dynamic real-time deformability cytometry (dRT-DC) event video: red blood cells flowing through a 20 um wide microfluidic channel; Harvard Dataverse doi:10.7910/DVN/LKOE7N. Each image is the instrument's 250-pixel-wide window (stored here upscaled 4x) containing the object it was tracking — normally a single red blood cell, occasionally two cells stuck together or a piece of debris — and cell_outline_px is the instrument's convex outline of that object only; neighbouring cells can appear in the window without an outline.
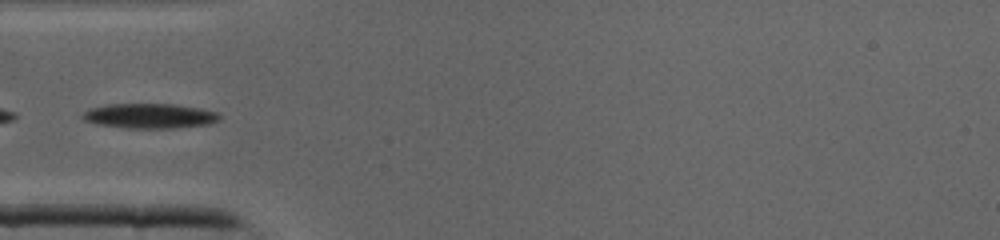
{"species": "common noctule bat (a hibernating species)", "species_latin": "Nyctalus noctula", "temperature_condition": "cold", "stored_images_in_passage": 30, "camera_frame_rate_fps": 3000, "um_per_image_px": 0.085, "animal": {"sex": "male", "body_mass_g": 19.0, "forearm_length_mm": 50.8}, "frame": {"image": 1, "passage_image": 1, "time_ms": 0.0, "image_size_px": [1000, 240], "cell_outline_px": [[220, 120], [208, 124], [172, 128], [128, 128], [96, 124], [84, 120], [80, 116], [84, 112], [92, 108], [108, 104], [172, 104], [200, 108], [216, 112], [220, 116]], "centroid_in_image_um": [12.71, 9.85], "position_along_channel_um": 72.3, "area_um2": 19.71}}
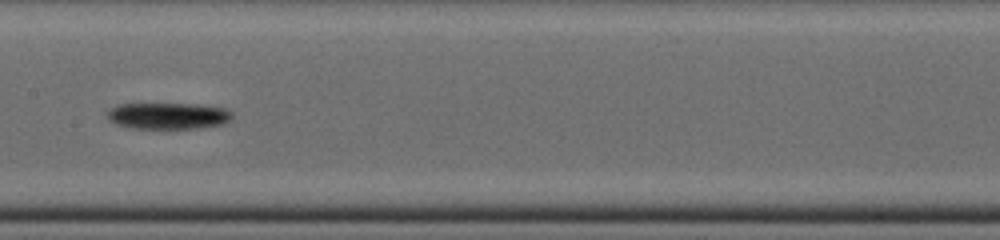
{"frame": {"image": 2, "passage_image": 9, "time_ms": 2.667, "image_size_px": [1000, 240], "cell_outline_px": [[232, 116], [228, 120], [220, 124], [196, 128], [128, 128], [116, 124], [108, 120], [108, 112], [112, 108], [120, 104], [196, 104], [224, 108], [232, 112]], "centroid_in_image_um": [14.26, 9.84], "position_along_channel_um": 193.1, "area_um2": 18.96}}
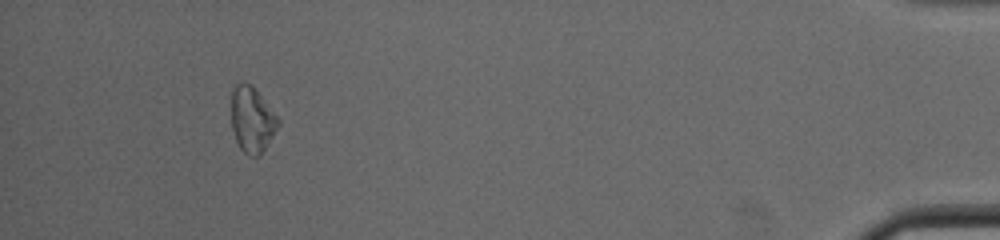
{"frame": {"image": 3, "passage_image": 27, "time_ms": 8.667, "image_size_px": [1000, 240], "cell_outline_px": [[280, 124], [264, 148], [256, 156], [248, 156], [240, 148], [236, 140], [232, 128], [232, 92], [236, 84], [244, 80], [252, 84], [256, 88], [280, 120]], "centroid_in_image_um": [21.42, 10.11], "position_along_channel_um": 413.8, "area_um2": 17.8}}